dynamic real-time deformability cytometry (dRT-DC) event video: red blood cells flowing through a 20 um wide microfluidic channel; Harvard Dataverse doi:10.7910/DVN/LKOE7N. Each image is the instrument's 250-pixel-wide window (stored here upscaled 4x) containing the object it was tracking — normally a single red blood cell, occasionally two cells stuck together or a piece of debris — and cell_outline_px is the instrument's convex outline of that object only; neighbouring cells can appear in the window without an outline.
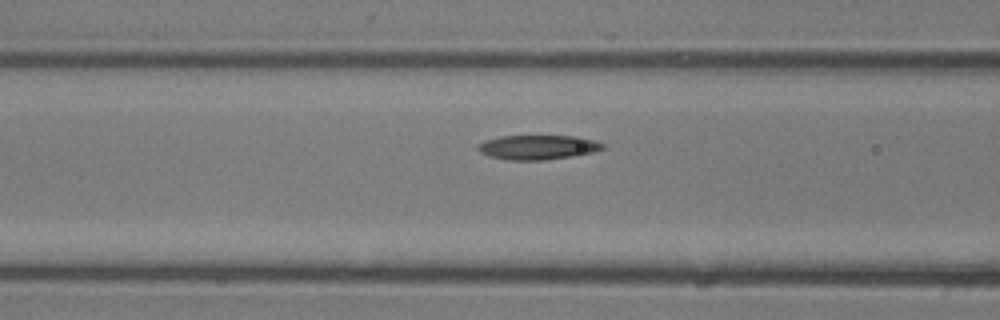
{"species": "common noctule bat (a hibernating species)", "species_latin": "Nyctalus noctula", "temperature_condition": "room temperature", "stored_images_in_passage": 9, "camera_frame_rate_fps": 3000, "um_per_image_px": 0.085, "animal": {"sex": "male", "body_mass_g": 13.3}, "frame": {"image": 1, "passage_image": 7, "time_ms": 2.0, "image_size_px": [1000, 320], "cell_outline_px": [[604, 148], [592, 152], [572, 156], [544, 160], [508, 160], [488, 156], [480, 152], [476, 148], [476, 144], [484, 140], [500, 136], [576, 136], [596, 140], [604, 144]], "centroid_in_image_um": [45.67, 12.51], "position_along_channel_um": 120.9, "area_um2": 17.92}}